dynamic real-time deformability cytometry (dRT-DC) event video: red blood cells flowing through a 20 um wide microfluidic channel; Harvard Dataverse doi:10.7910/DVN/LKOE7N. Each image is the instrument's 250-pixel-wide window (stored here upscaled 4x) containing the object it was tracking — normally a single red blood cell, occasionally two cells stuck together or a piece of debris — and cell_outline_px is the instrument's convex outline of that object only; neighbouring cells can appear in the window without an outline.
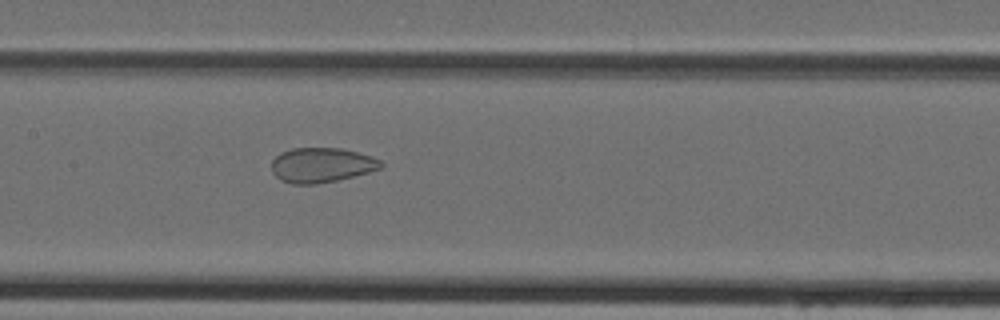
{"species": "Egyptian fruit bat (a non-hibernating species)", "species_latin": "Rousettus aegyptiacus", "temperature_condition": "cold", "stored_images_in_passage": 42, "camera_frame_rate_fps": 3000, "um_per_image_px": 0.085, "animal": {"sex": "female"}, "frame": {"image": 1, "passage_image": 23, "time_ms": 7.333, "image_size_px": [1000, 320], "cell_outline_px": [[384, 164], [380, 168], [368, 172], [336, 180], [316, 184], [292, 184], [280, 180], [272, 172], [272, 160], [280, 152], [292, 148], [340, 148], [356, 152], [380, 160]], "centroid_in_image_um": [27.28, 14.03], "position_along_channel_um": 180.1, "area_um2": 21.96}}
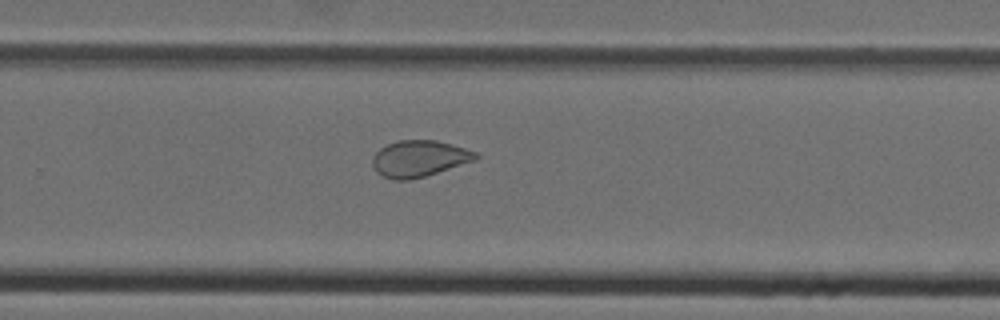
{"frame": {"image": 2, "passage_image": 31, "time_ms": 10.0, "image_size_px": [1000, 320], "cell_outline_px": [[480, 156], [476, 160], [424, 176], [408, 180], [392, 180], [376, 172], [372, 164], [372, 156], [380, 148], [388, 144], [400, 140], [436, 140], [452, 144], [476, 152]], "centroid_in_image_um": [35.61, 13.48], "position_along_channel_um": 294.2, "area_um2": 21.79}}
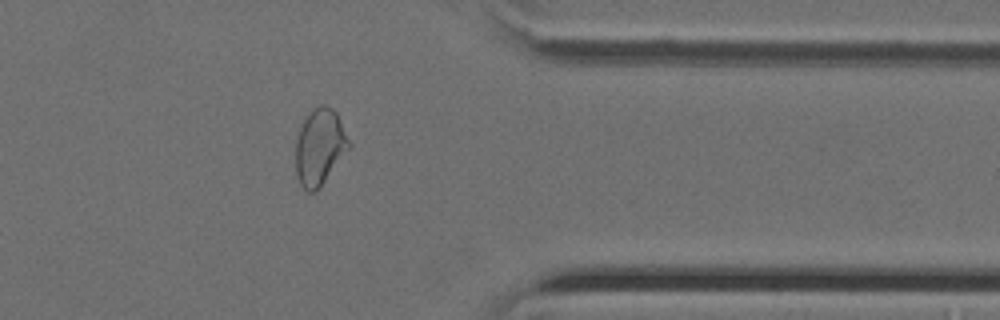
{"frame": {"image": 3, "passage_image": 38, "time_ms": 12.333, "image_size_px": [1000, 320], "cell_outline_px": [[352, 148], [316, 192], [308, 192], [300, 184], [296, 176], [296, 140], [300, 128], [304, 120], [320, 104], [324, 104], [332, 108], [336, 112], [352, 144]], "centroid_in_image_um": [27.21, 12.53], "position_along_channel_um": 384.2, "area_um2": 23.87}}